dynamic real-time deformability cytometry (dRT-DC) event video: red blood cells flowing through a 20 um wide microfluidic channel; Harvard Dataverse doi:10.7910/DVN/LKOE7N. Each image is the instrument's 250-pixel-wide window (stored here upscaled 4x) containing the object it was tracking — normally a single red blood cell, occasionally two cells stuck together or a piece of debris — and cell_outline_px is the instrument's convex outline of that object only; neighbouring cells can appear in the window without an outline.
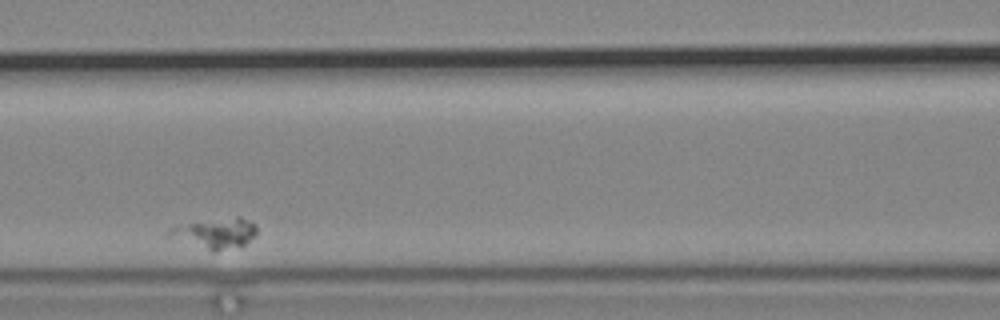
{"species": "common noctule bat (a hibernating species)", "species_latin": "Nyctalus noctula", "temperature_condition": "cold", "stored_images_in_passage": 11, "segment_of_instrument_passage": [1, 2], "camera_frame_rate_fps": 3000, "um_per_image_px": 0.085, "animal": {"sex": "male", "body_mass_g": 19.2, "forearm_length_mm": 51.8}, "frame": {"image": 1, "passage_image": 4, "time_ms": 4.667, "image_size_px": [1000, 320], "cell_outline_px": [[256, 236], [244, 244], [216, 252], [212, 252], [164, 236], [164, 232], [168, 228], [188, 224], [236, 216], [240, 216], [256, 224]], "centroid_in_image_um": [18.26, 19.84], "position_along_channel_um": 148.3, "area_um2": 15.61}}
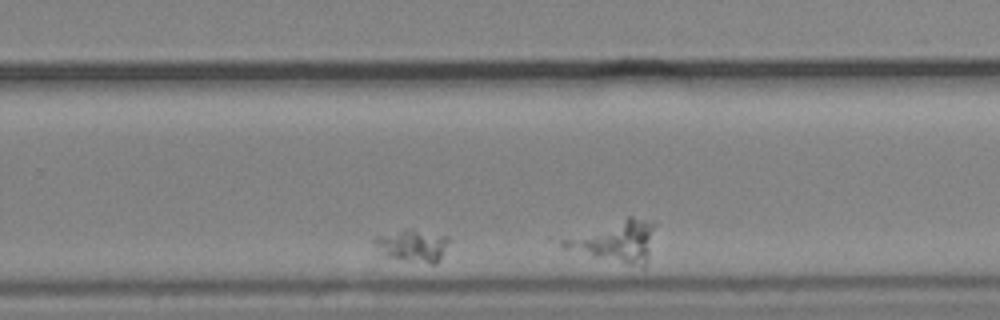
{"frame": {"image": 2, "passage_image": 8, "time_ms": 9.0, "image_size_px": [1000, 320], "cell_outline_px": [[452, 240], [440, 256], [432, 264], [408, 260], [388, 256], [372, 240], [376, 236], [404, 228], [412, 228], [448, 236]], "centroid_in_image_um": [35.12, 20.81], "position_along_channel_um": 294.7, "area_um2": 13.7}}
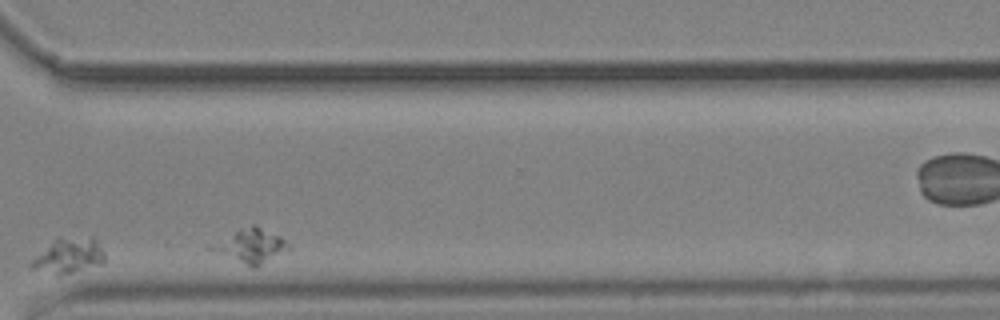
{"frame": {"image": 3, "passage_image": 10, "time_ms": 11.333, "image_size_px": [1000, 320], "cell_outline_px": [[104, 260], [100, 264], [72, 272], [56, 276], [32, 268], [28, 264], [36, 256], [60, 236], [96, 236], [104, 252]], "centroid_in_image_um": [5.87, 21.7], "position_along_channel_um": 364.7, "area_um2": 15.14}}